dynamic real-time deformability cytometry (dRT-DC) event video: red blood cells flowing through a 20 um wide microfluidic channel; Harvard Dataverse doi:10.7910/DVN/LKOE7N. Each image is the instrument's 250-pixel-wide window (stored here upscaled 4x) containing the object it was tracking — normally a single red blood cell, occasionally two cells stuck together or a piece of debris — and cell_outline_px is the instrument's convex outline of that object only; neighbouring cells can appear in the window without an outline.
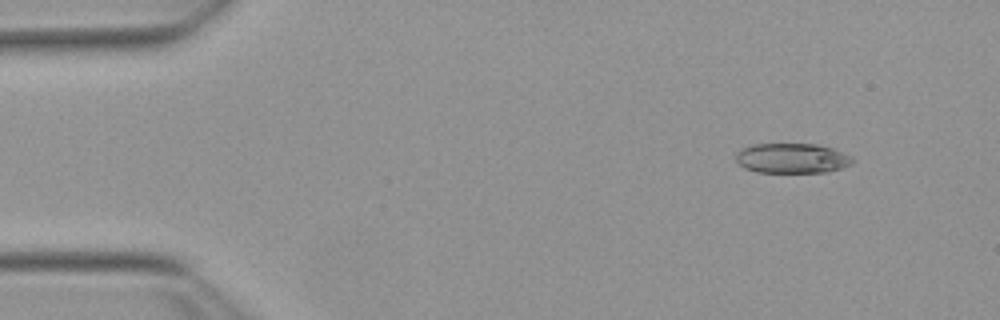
{"species": "Egyptian fruit bat (a non-hibernating species)", "species_latin": "Rousettus aegyptiacus", "temperature_condition": "warm", "stored_images_in_passage": 48, "camera_frame_rate_fps": 3000, "um_per_image_px": 0.085, "animal": {"sex": "female"}, "frame": {"image": 1, "passage_image": 1, "time_ms": 0.0, "image_size_px": [1000, 320], "cell_outline_px": [[856, 160], [852, 164], [828, 172], [756, 172], [744, 168], [736, 160], [736, 152], [740, 148], [752, 144], [816, 144], [832, 148], [852, 156]], "centroid_in_image_um": [67.32, 13.45], "position_along_channel_um": 17.7, "area_um2": 20.52}}
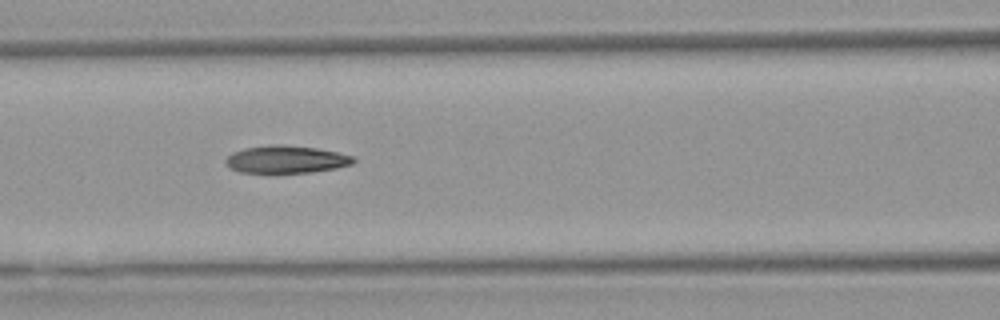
{"frame": {"image": 2, "passage_image": 18, "time_ms": 5.667, "image_size_px": [1000, 320], "cell_outline_px": [[356, 160], [352, 164], [336, 168], [312, 172], [240, 172], [228, 168], [224, 160], [232, 152], [244, 148], [268, 144], [284, 144], [316, 148], [356, 156]], "centroid_in_image_um": [24.31, 13.53], "position_along_channel_um": 142.3, "area_um2": 20.63}}
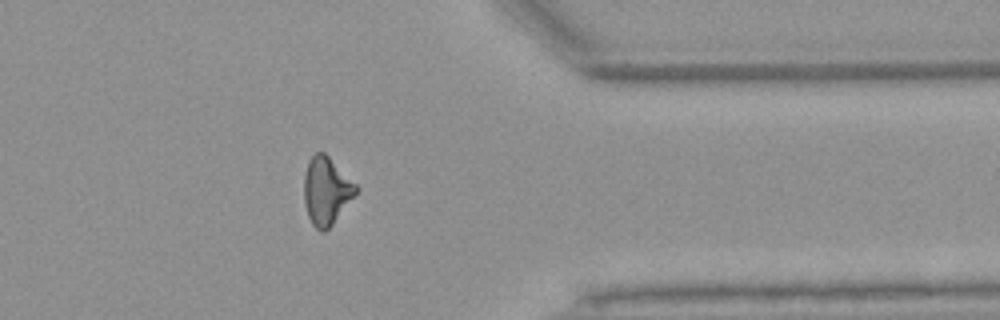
{"frame": {"image": 3, "passage_image": 38, "time_ms": 12.333, "image_size_px": [1000, 320], "cell_outline_px": [[356, 192], [332, 224], [324, 232], [320, 232], [312, 224], [308, 216], [304, 204], [304, 176], [308, 160], [316, 152], [324, 152], [356, 184]], "centroid_in_image_um": [27.69, 16.22], "position_along_channel_um": 383.7, "area_um2": 20.06}, "authors_computed_cell_mechanics": {"area_um2": 20.5768, "velocity_mm_per_s": 3.8439, "shape_relaxation_time_tau1_ms": null, "shape_relaxation_time_tau2_ms": 3.1458, "deformation_change_tau1": null, "deformation_change_tau2": 0.1221}}